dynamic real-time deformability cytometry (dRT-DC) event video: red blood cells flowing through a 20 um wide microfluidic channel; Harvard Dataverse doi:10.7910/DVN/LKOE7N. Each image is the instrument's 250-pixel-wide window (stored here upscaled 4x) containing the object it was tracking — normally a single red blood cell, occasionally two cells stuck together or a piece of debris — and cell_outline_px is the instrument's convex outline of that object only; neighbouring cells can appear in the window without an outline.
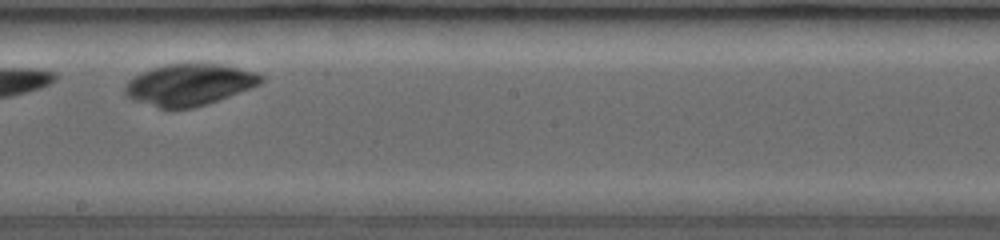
{"species": "common noctule bat (a hibernating species)", "species_latin": "Nyctalus noctula", "temperature_condition": "room temperature", "stored_images_in_passage": 15, "camera_frame_rate_fps": 3000, "um_per_image_px": 0.085, "animal": {"sex": "female", "body_mass_g": 19.0, "forearm_length_mm": 53.3}, "frame": {"image": 1, "passage_image": 11, "time_ms": 4.667, "image_size_px": [1000, 240], "cell_outline_px": [[264, 80], [260, 84], [208, 104], [192, 108], [160, 108], [132, 100], [124, 92], [124, 84], [132, 76], [140, 72], [164, 64], [220, 64], [256, 72], [264, 76]], "centroid_in_image_um": [16.05, 7.19], "position_along_channel_um": 232.2, "area_um2": 32.95}, "authors_computed_cell_mechanics": {"area_um2": 19.5364, "velocity_mm_per_s": 4.0013, "shape_relaxation_time_tau1_ms": null, "shape_relaxation_time_tau2_ms": 5.8686, "deformation_change_tau1": null, "deformation_change_tau2": 0.0527}}